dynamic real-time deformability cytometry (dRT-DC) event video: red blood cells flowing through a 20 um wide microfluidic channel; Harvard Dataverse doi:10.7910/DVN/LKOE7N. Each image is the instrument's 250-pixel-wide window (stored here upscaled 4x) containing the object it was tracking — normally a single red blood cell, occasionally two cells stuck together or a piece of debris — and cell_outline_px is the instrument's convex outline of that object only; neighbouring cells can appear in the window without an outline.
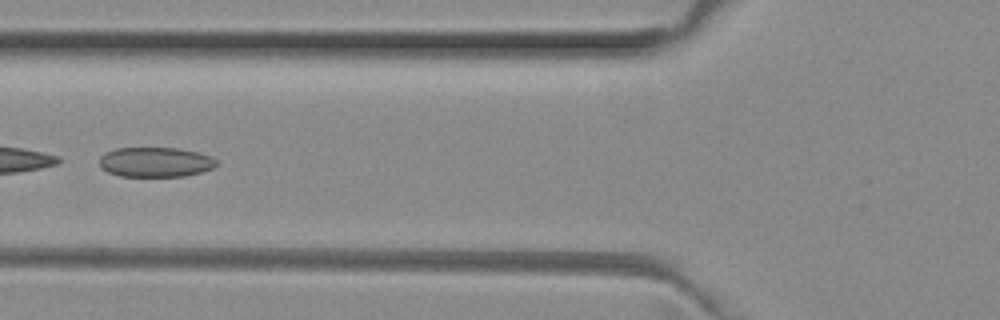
{"species": "common noctule bat (a hibernating species)", "species_latin": "Nyctalus noctula", "temperature_condition": "room temperature", "stored_images_in_passage": 40, "camera_frame_rate_fps": 3000, "um_per_image_px": 0.085, "animal": {"sex": "female", "body_mass_g": 29.2, "forearm_length_mm": 56.3}, "frame": {"image": 1, "passage_image": 9, "time_ms": 2.667, "image_size_px": [1000, 320], "cell_outline_px": [[216, 164], [212, 168], [200, 172], [184, 176], [120, 176], [108, 172], [100, 168], [100, 156], [104, 152], [116, 148], [180, 148], [212, 156], [216, 160]], "centroid_in_image_um": [13.18, 13.77], "position_along_channel_um": 112.6, "area_um2": 20.35}}
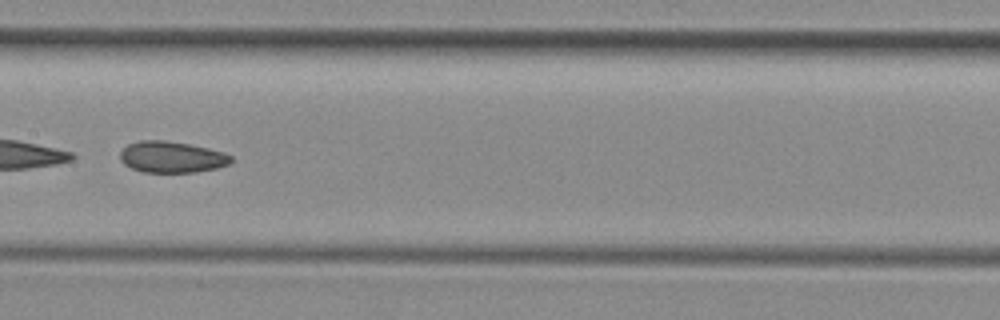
{"frame": {"image": 2, "passage_image": 15, "time_ms": 4.667, "image_size_px": [1000, 320], "cell_outline_px": [[232, 160], [228, 164], [216, 168], [196, 172], [144, 172], [132, 168], [124, 164], [120, 160], [120, 152], [128, 144], [140, 140], [164, 140], [188, 144], [208, 148], [224, 152], [232, 156]], "centroid_in_image_um": [14.59, 13.34], "position_along_channel_um": 192.8, "area_um2": 20.17}}
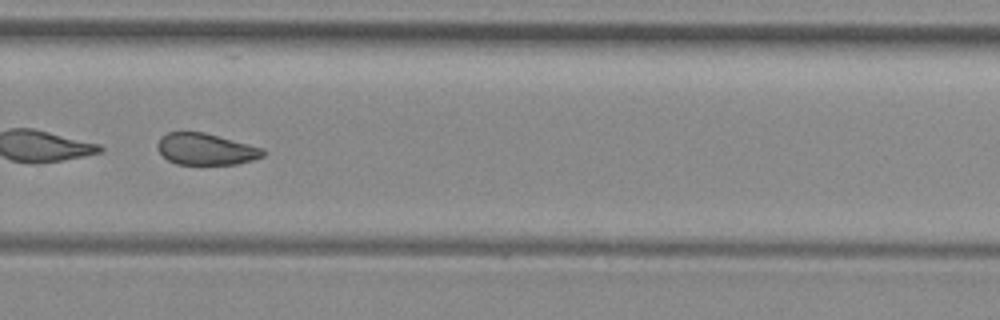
{"frame": {"image": 3, "passage_image": 24, "time_ms": 7.667, "image_size_px": [1000, 320], "cell_outline_px": [[264, 156], [252, 160], [236, 164], [176, 164], [168, 160], [156, 148], [156, 144], [160, 136], [168, 132], [204, 132], [264, 148]], "centroid_in_image_um": [17.47, 12.67], "position_along_channel_um": 312.3, "area_um2": 19.42}, "authors_computed_cell_mechanics": {"area_um2": 21.7906, "velocity_mm_per_s": 3.9951, "shape_relaxation_time_tau1_ms": null, "shape_relaxation_time_tau2_ms": 4.2405, "deformation_change_tau1": null, "deformation_change_tau2": 0.0959}}